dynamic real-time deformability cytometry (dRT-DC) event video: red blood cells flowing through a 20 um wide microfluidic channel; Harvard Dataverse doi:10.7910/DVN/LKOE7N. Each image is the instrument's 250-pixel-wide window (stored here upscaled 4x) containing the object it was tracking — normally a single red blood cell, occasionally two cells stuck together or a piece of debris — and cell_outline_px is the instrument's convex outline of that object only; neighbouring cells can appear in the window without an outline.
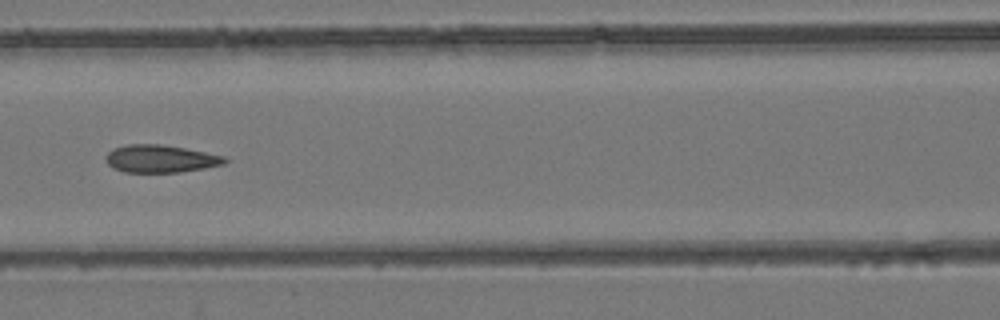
{"species": "common noctule bat (a hibernating species)", "species_latin": "Nyctalus noctula", "temperature_condition": "room temperature", "stored_images_in_passage": 10, "camera_frame_rate_fps": 3000, "um_per_image_px": 0.085, "animal": {"sex": "female", "body_mass_g": 24.6, "forearm_length_mm": 56.2}, "frame": {"image": 1, "passage_image": 10, "time_ms": 11.667, "image_size_px": [1000, 320], "cell_outline_px": [[228, 160], [224, 164], [204, 168], [180, 172], [124, 172], [112, 168], [108, 164], [104, 156], [108, 152], [116, 148], [128, 144], [160, 144], [184, 148], [224, 156]], "centroid_in_image_um": [13.62, 13.5], "position_along_channel_um": 153.0, "area_um2": 19.02}}